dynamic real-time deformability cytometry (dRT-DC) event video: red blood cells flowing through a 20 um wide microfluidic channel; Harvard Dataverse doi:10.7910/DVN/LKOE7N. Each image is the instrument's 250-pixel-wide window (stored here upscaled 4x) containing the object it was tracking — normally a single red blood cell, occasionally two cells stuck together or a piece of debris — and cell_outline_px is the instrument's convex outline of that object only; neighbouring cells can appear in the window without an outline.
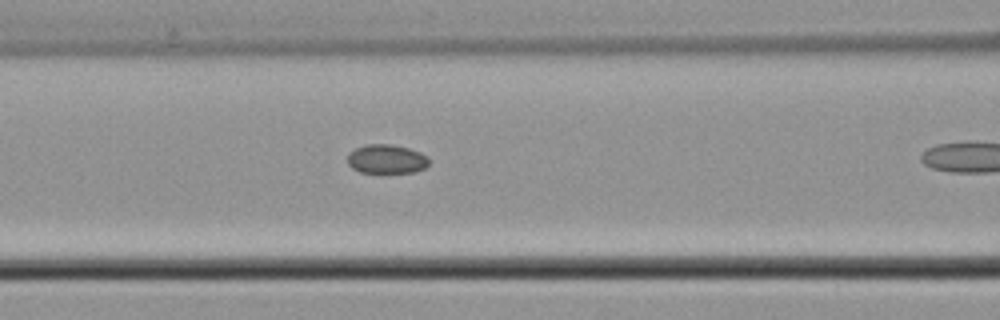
{"species": "common noctule bat (a hibernating species)", "species_latin": "Nyctalus noctula", "temperature_condition": "cold", "stored_images_in_passage": 8, "camera_frame_rate_fps": 3000, "um_per_image_px": 0.085, "animal": {"sex": "male", "body_mass_g": 21.5, "forearm_length_mm": 52.0}, "frame": {"image": 1, "passage_image": 7, "time_ms": 2.0, "image_size_px": [1000, 320], "cell_outline_px": [[428, 164], [424, 168], [412, 172], [380, 176], [360, 172], [352, 168], [348, 164], [348, 152], [364, 144], [392, 144], [408, 148], [420, 152], [428, 156]], "centroid_in_image_um": [32.82, 13.57], "position_along_channel_um": 133.8, "area_um2": 14.51}}